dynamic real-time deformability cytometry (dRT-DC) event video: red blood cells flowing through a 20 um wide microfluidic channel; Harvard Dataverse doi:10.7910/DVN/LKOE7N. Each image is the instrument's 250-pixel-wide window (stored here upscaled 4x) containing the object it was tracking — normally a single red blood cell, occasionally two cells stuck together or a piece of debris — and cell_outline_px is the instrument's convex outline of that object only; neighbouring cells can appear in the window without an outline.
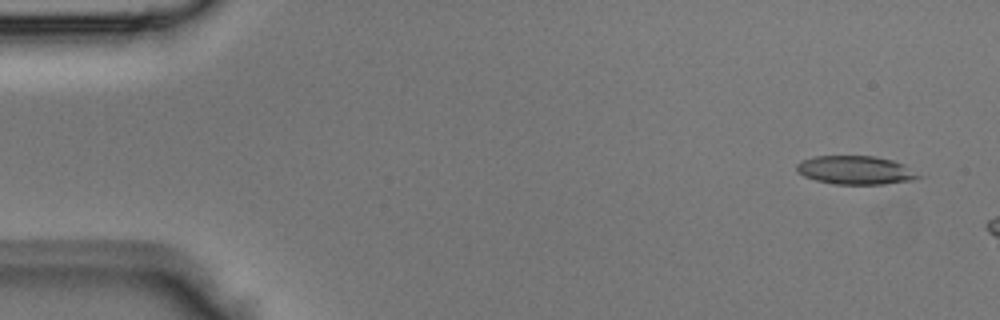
{"species": "Egyptian fruit bat (a non-hibernating species)", "species_latin": "Rousettus aegyptiacus", "temperature_condition": "room temperature", "stored_images_in_passage": 8, "camera_frame_rate_fps": 3000, "um_per_image_px": 0.085, "animal": {"sex": "male"}, "frame": {"image": 1, "passage_image": 3, "time_ms": 0.667, "image_size_px": [1000, 320], "cell_outline_px": [[924, 176], [912, 180], [884, 184], [836, 184], [816, 180], [804, 176], [796, 168], [796, 164], [800, 160], [816, 156], [872, 156], [892, 160], [904, 164]], "centroid_in_image_um": [72.74, 14.46], "position_along_channel_um": 12.3, "area_um2": 20.23}}